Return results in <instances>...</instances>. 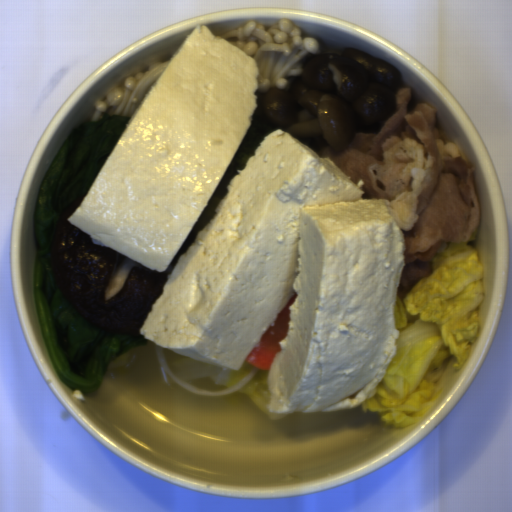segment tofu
Wrapping results in <instances>:
<instances>
[{
	"instance_id": "5b9d583a",
	"label": "tofu",
	"mask_w": 512,
	"mask_h": 512,
	"mask_svg": "<svg viewBox=\"0 0 512 512\" xmlns=\"http://www.w3.org/2000/svg\"><path fill=\"white\" fill-rule=\"evenodd\" d=\"M140 327L151 343L240 371L289 305L268 370L274 415L356 409L398 349L403 234L387 199L282 129L236 170Z\"/></svg>"
},
{
	"instance_id": "ead7c124",
	"label": "tofu",
	"mask_w": 512,
	"mask_h": 512,
	"mask_svg": "<svg viewBox=\"0 0 512 512\" xmlns=\"http://www.w3.org/2000/svg\"><path fill=\"white\" fill-rule=\"evenodd\" d=\"M259 77L253 57L196 25L67 220L92 244L166 271L253 123Z\"/></svg>"
}]
</instances>
